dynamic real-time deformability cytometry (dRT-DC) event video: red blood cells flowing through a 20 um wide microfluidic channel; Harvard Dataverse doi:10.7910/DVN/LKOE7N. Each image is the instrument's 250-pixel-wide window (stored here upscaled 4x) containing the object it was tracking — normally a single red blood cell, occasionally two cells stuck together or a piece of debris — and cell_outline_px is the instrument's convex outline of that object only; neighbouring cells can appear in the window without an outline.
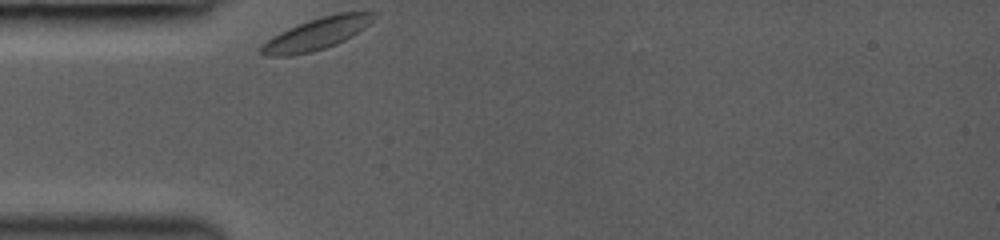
{"species": "common noctule bat (a hibernating species)", "species_latin": "Nyctalus noctula", "temperature_condition": "room temperature", "stored_images_in_passage": 47, "camera_frame_rate_fps": 3000, "um_per_image_px": 0.085, "animal": {"sex": "female", "body_mass_g": 19.0, "forearm_length_mm": 53.3}, "frame": {"image": 1, "passage_image": 1, "time_ms": 0.0, "image_size_px": [1000, 240], "cell_outline_px": [[376, 16], [364, 28], [352, 36], [336, 44], [312, 52], [292, 56], [264, 56], [260, 52], [260, 48], [272, 36], [288, 28], [308, 20], [320, 16], [336, 12], [376, 12]], "centroid_in_image_um": [26.91, 2.87], "position_along_channel_um": 58.1, "area_um2": 20.87}}
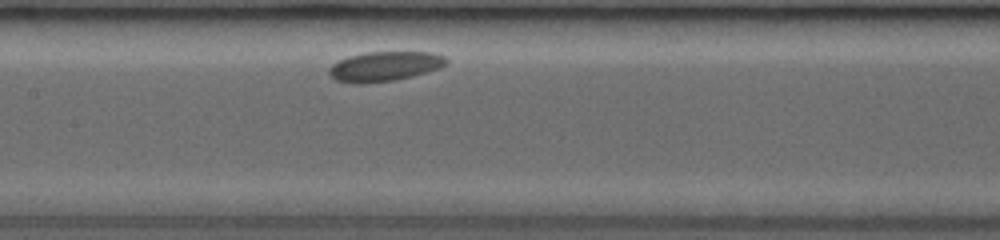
{"frame": {"image": 2, "passage_image": 18, "time_ms": 3.333, "image_size_px": [1000, 240], "cell_outline_px": [[448, 64], [440, 68], [412, 76], [396, 80], [364, 84], [352, 84], [336, 80], [328, 72], [328, 68], [332, 64], [348, 56], [368, 52], [432, 52], [444, 56], [448, 60]], "centroid_in_image_um": [32.7, 5.65], "position_along_channel_um": 174.7, "area_um2": 20.46}}
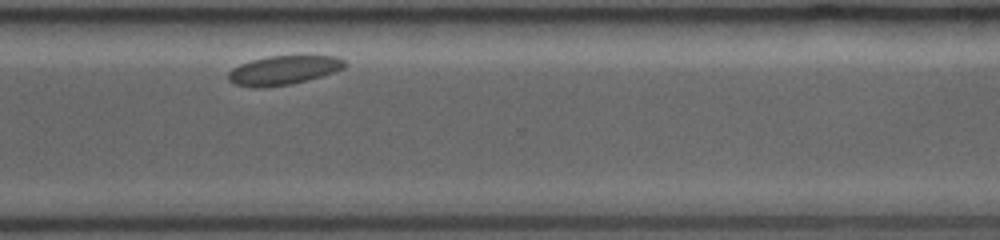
{"frame": {"image": 3, "passage_image": 46, "time_ms": 8.0, "image_size_px": [1000, 240], "cell_outline_px": [[348, 64], [344, 68], [308, 80], [292, 84], [260, 88], [256, 88], [232, 84], [228, 80], [228, 72], [232, 68], [240, 64], [252, 60], [268, 56], [336, 56], [344, 60]], "centroid_in_image_um": [24.06, 5.98], "position_along_channel_um": 346.5, "area_um2": 19.77}}